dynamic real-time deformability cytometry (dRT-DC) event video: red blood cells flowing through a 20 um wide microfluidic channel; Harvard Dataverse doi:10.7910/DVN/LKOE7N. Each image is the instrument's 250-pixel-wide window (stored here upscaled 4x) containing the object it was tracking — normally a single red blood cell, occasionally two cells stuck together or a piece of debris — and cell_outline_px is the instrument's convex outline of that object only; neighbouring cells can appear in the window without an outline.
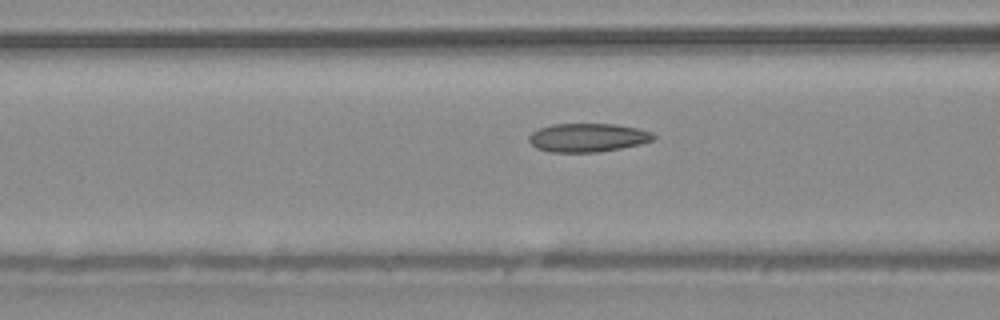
{"species": "common noctule bat (a hibernating species)", "species_latin": "Nyctalus noctula", "temperature_condition": "warm", "stored_images_in_passage": 50, "camera_frame_rate_fps": 3000, "um_per_image_px": 0.085, "animal": {"sex": "male", "body_mass_g": 20.4}, "frame": {"image": 1, "passage_image": 20, "time_ms": 6.333, "image_size_px": [1000, 320], "cell_outline_px": [[656, 136], [652, 140], [640, 144], [600, 152], [552, 152], [536, 148], [528, 140], [528, 136], [532, 132], [540, 128], [552, 124], [616, 124], [636, 128], [652, 132]], "centroid_in_image_um": [49.94, 11.69], "position_along_channel_um": 116.7, "area_um2": 20.69}}
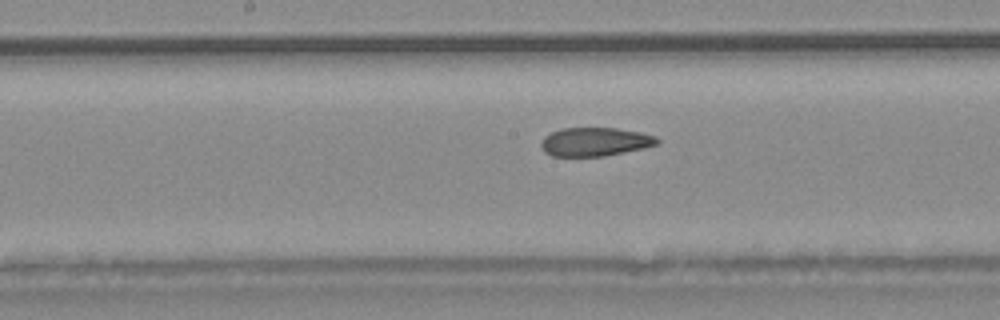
{"frame": {"image": 2, "passage_image": 26, "time_ms": 8.333, "image_size_px": [1000, 320], "cell_outline_px": [[660, 144], [644, 148], [604, 156], [552, 156], [544, 152], [540, 144], [544, 136], [552, 132], [564, 128], [616, 128], [640, 132], [656, 136], [660, 140]], "centroid_in_image_um": [50.6, 12.05], "position_along_channel_um": 197.6, "area_um2": 19.42}}
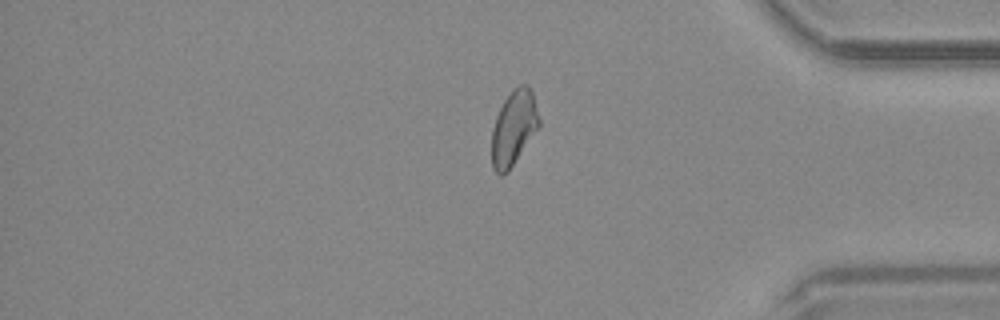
{"frame": {"image": 3, "passage_image": 42, "time_ms": 13.667, "image_size_px": [1000, 320], "cell_outline_px": [[540, 128], [508, 172], [504, 176], [500, 176], [492, 168], [492, 128], [496, 116], [504, 100], [512, 88], [520, 84], [524, 84], [532, 92], [540, 120]], "centroid_in_image_um": [43.67, 10.91], "position_along_channel_um": 391.5, "area_um2": 20.92}, "authors_computed_cell_mechanics": {"area_um2": 21.0392, "velocity_mm_per_s": 4.0595, "shape_relaxation_time_tau1_ms": null, "shape_relaxation_time_tau2_ms": 2.7623, "deformation_change_tau1": null, "deformation_change_tau2": 0.0914}}